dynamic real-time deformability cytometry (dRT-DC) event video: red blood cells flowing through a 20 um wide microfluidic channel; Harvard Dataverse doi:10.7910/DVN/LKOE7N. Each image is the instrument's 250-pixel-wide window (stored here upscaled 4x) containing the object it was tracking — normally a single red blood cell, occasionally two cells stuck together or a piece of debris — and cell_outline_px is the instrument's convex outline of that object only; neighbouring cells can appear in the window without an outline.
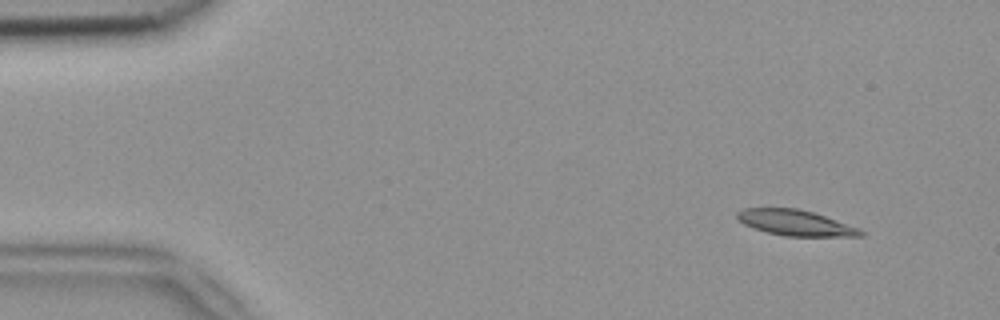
{"species": "common noctule bat (a hibernating species)", "species_latin": "Nyctalus noctula", "temperature_condition": "room temperature", "stored_images_in_passage": 4, "camera_frame_rate_fps": 3000, "um_per_image_px": 0.085, "animal": {"sex": "female", "body_mass_g": 18.4}, "frame": {"image": 1, "passage_image": 1, "time_ms": 0.0, "image_size_px": [1000, 320], "cell_outline_px": [[864, 236], [784, 236], [752, 228], [744, 224], [736, 216], [736, 212], [744, 208], [796, 208], [812, 212], [860, 228], [864, 232]], "centroid_in_image_um": [67.6, 18.94], "position_along_channel_um": 17.4, "area_um2": 18.32}}